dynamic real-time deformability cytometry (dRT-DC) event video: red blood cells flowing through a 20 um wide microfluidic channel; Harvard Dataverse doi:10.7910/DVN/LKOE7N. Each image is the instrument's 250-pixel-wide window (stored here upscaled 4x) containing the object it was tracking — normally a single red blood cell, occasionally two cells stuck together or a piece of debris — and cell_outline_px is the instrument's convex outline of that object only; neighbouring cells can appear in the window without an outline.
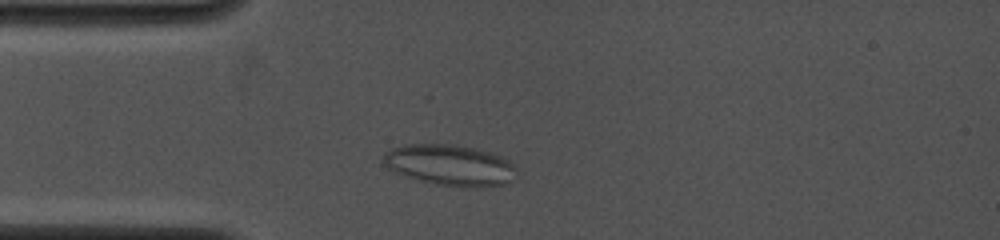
{"species": "common noctule bat (a hibernating species)", "species_latin": "Nyctalus noctula", "temperature_condition": "cold", "stored_images_in_passage": 34, "camera_frame_rate_fps": 4000, "um_per_image_px": 0.085, "animal": {"sex": "female", "body_mass_g": 19.0, "forearm_length_mm": 53.3}, "frame": {"image": 1, "passage_image": 5, "time_ms": 1.75, "image_size_px": [1000, 240], "cell_outline_px": [[516, 168], [508, 180], [504, 184], [436, 184], [420, 180], [396, 172], [388, 168], [384, 164], [384, 152], [392, 148], [404, 144], [456, 144], [476, 148], [500, 156], [508, 160]], "centroid_in_image_um": [38.14, 13.96], "position_along_channel_um": 46.9, "area_um2": 30.4}}
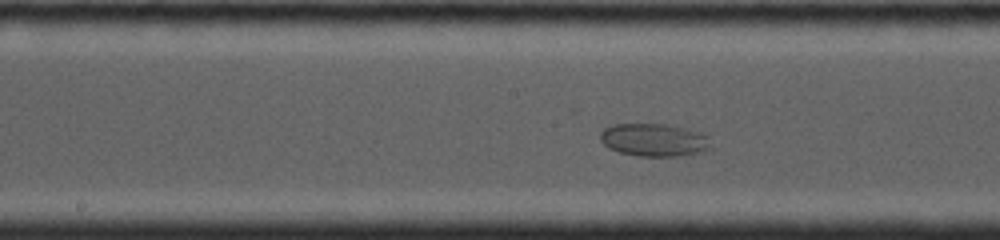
{"frame": {"image": 2, "passage_image": 16, "time_ms": 5.75, "image_size_px": [1000, 240], "cell_outline_px": [[712, 148], [700, 152], [680, 156], [640, 156], [620, 152], [608, 148], [600, 140], [600, 132], [604, 128], [612, 124], [664, 124], [696, 132], [708, 136]], "centroid_in_image_um": [55.56, 11.9], "position_along_channel_um": 192.6, "area_um2": 20.98}}
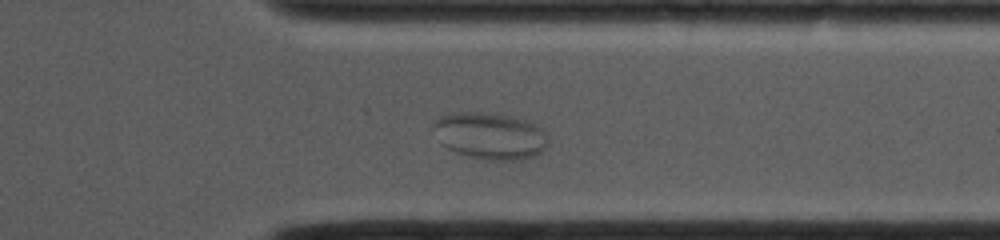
{"frame": {"image": 3, "passage_image": 28, "time_ms": 10.25, "image_size_px": [1000, 240], "cell_outline_px": [[548, 144], [540, 152], [532, 156], [516, 160], [484, 160], [468, 156], [456, 152], [440, 144], [432, 128], [432, 120], [440, 116], [452, 112], [484, 112], [520, 116], [528, 120], [540, 128], [548, 136]], "centroid_in_image_um": [41.62, 11.51], "position_along_channel_um": 369.8, "area_um2": 31.85}}